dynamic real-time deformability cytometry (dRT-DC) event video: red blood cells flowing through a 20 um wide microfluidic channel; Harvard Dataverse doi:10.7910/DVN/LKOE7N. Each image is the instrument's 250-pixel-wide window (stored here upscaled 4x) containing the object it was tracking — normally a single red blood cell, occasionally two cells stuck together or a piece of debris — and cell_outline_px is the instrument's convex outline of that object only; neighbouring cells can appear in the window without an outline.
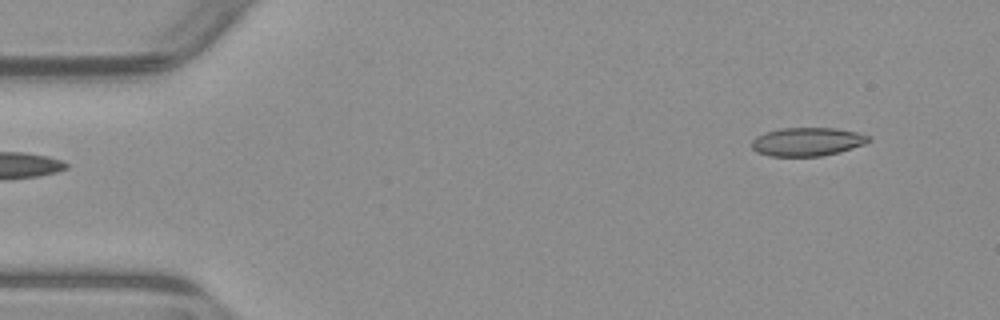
{"species": "common noctule bat (a hibernating species)", "species_latin": "Nyctalus noctula", "temperature_condition": "warm", "stored_images_in_passage": 13, "camera_frame_rate_fps": 3000, "um_per_image_px": 0.085, "animal": {"sex": "male", "body_mass_g": 23.1, "forearm_length_mm": 52.7}, "frame": {"image": 1, "passage_image": 1, "time_ms": 0.0, "image_size_px": [1000, 320], "cell_outline_px": [[872, 140], [864, 144], [840, 152], [820, 156], [768, 156], [756, 152], [752, 148], [752, 140], [756, 136], [764, 132], [780, 128], [836, 128], [856, 132], [872, 136]], "centroid_in_image_um": [68.61, 12.04], "position_along_channel_um": 16.4, "area_um2": 19.59}}
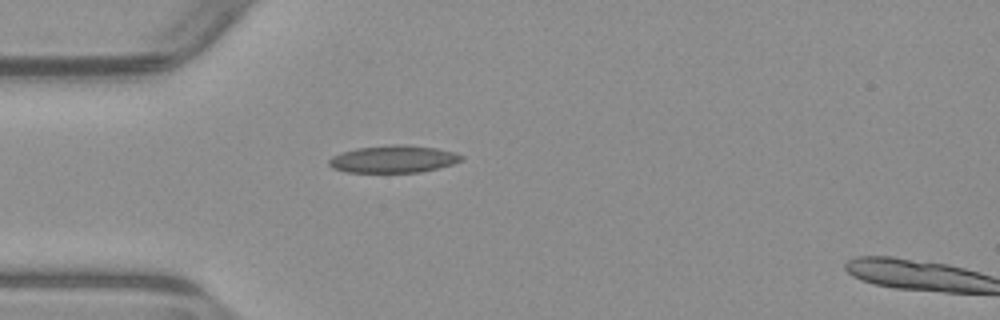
{"frame": {"image": 2, "passage_image": 11, "time_ms": 3.333, "image_size_px": [1000, 320], "cell_outline_px": [[464, 160], [452, 164], [420, 172], [344, 172], [332, 168], [328, 164], [328, 160], [332, 156], [356, 148], [392, 144], [408, 144], [436, 148], [456, 152], [464, 156]], "centroid_in_image_um": [33.45, 13.51], "position_along_channel_um": 51.5, "area_um2": 21.21}}